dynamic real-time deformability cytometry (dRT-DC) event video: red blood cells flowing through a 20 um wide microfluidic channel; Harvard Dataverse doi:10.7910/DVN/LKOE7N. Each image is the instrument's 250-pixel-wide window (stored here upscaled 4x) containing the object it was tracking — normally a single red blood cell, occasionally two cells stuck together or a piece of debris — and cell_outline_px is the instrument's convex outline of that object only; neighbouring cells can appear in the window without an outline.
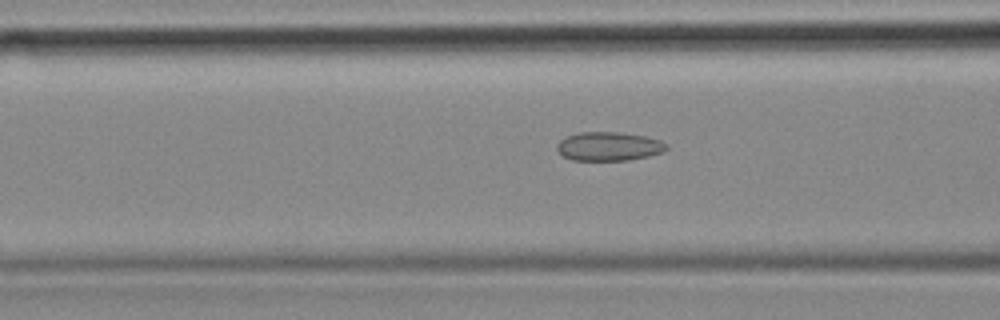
{"species": "common noctule bat (a hibernating species)", "species_latin": "Nyctalus noctula", "temperature_condition": "cold", "stored_images_in_passage": 15, "camera_frame_rate_fps": 3000, "um_per_image_px": 0.085, "animal": {"sex": "female", "body_mass_g": 18.4}, "frame": {"image": 1, "passage_image": 9, "time_ms": 2.667, "image_size_px": [1000, 320], "cell_outline_px": [[668, 148], [664, 152], [648, 156], [628, 160], [572, 160], [564, 156], [556, 148], [556, 144], [560, 140], [568, 136], [580, 132], [616, 132], [644, 136], [660, 140], [668, 144]], "centroid_in_image_um": [51.77, 12.44], "position_along_channel_um": 114.8, "area_um2": 18.32}}
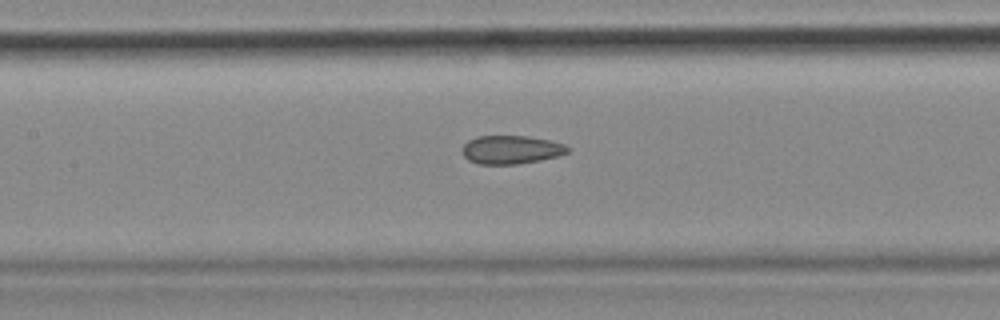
{"frame": {"image": 2, "passage_image": 13, "time_ms": 4.0, "image_size_px": [1000, 320], "cell_outline_px": [[572, 148], [568, 152], [560, 156], [540, 160], [516, 164], [480, 164], [468, 160], [464, 156], [460, 148], [468, 140], [476, 136], [528, 136], [548, 140], [564, 144]], "centroid_in_image_um": [43.44, 12.72], "position_along_channel_um": 164.0, "area_um2": 17.63}}